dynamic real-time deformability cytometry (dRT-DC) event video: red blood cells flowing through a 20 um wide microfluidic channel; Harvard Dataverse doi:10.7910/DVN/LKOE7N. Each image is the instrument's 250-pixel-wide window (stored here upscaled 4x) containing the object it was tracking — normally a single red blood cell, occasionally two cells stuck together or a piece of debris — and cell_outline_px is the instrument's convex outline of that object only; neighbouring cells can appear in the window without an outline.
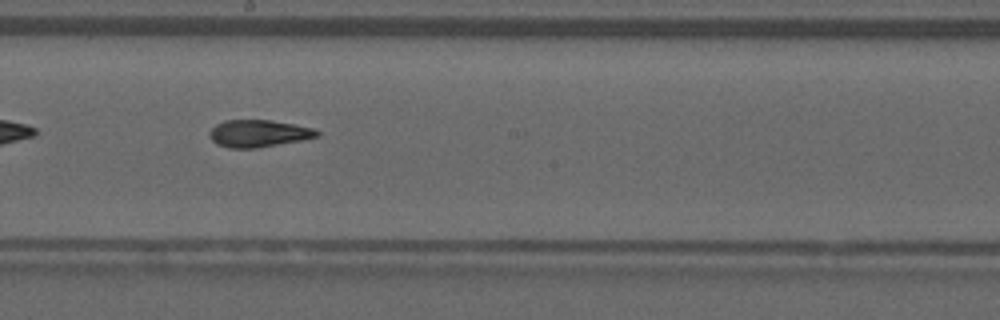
{"species": "common noctule bat (a hibernating species)", "species_latin": "Nyctalus noctula", "temperature_condition": "warm", "stored_images_in_passage": 18, "camera_frame_rate_fps": 3000, "um_per_image_px": 0.085, "animal": {"sex": "male", "forearm_length_mm": 52.5}, "frame": {"image": 1, "passage_image": 13, "time_ms": 4.0, "image_size_px": [1000, 320], "cell_outline_px": [[320, 136], [300, 140], [256, 148], [228, 148], [216, 144], [208, 136], [208, 132], [216, 124], [224, 120], [272, 120], [316, 128], [320, 132]], "centroid_in_image_um": [21.96, 11.34], "position_along_channel_um": 226.2, "area_um2": 17.17}}